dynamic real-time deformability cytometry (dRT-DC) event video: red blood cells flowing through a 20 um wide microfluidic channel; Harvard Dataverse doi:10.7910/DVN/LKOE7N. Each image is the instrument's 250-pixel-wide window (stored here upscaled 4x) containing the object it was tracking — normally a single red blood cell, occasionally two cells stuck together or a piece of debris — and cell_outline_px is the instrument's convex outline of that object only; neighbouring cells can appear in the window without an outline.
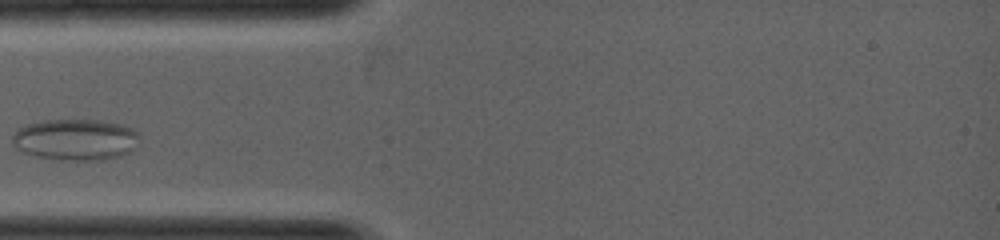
{"species": "common noctule bat (a hibernating species)", "species_latin": "Nyctalus noctula", "temperature_condition": "warm", "stored_images_in_passage": 2, "camera_frame_rate_fps": 5000, "um_per_image_px": 0.085, "animal": {"sex": "female", "body_mass_g": 19.0, "forearm_length_mm": 53.3}, "frame": {"image": 1, "passage_image": 2, "time_ms": 1.2, "image_size_px": [1000, 240], "cell_outline_px": [[140, 136], [136, 148], [120, 156], [104, 160], [64, 160], [36, 156], [24, 152], [16, 148], [12, 144], [12, 136], [16, 128], [28, 124], [44, 120], [104, 120], [124, 124], [140, 132]], "centroid_in_image_um": [6.46, 11.85], "position_along_channel_um": 78.5, "area_um2": 31.1}}